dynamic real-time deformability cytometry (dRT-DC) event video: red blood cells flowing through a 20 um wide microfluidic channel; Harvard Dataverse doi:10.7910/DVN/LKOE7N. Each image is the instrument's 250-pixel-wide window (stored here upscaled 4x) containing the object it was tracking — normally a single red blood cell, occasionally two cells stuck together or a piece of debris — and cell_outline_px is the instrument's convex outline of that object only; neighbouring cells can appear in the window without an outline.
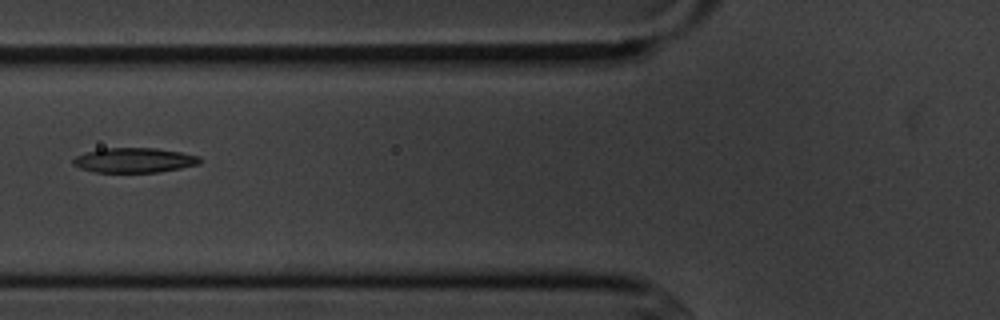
{"species": "common noctule bat (a hibernating species)", "species_latin": "Nyctalus noctula", "temperature_condition": "cold", "stored_images_in_passage": 2, "camera_frame_rate_fps": 3000, "um_per_image_px": 0.085, "animal": {"sex": "male", "body_mass_g": 20.1, "forearm_length_mm": 53.5}, "frame": {"image": 1, "passage_image": 2, "time_ms": 1.333, "image_size_px": [1000, 320], "cell_outline_px": [[200, 164], [160, 172], [96, 172], [80, 168], [72, 164], [72, 160], [76, 156], [88, 152], [104, 148], [156, 148], [180, 152], [200, 156]], "centroid_in_image_um": [11.42, 13.62], "position_along_channel_um": 114.4, "area_um2": 18.21}}